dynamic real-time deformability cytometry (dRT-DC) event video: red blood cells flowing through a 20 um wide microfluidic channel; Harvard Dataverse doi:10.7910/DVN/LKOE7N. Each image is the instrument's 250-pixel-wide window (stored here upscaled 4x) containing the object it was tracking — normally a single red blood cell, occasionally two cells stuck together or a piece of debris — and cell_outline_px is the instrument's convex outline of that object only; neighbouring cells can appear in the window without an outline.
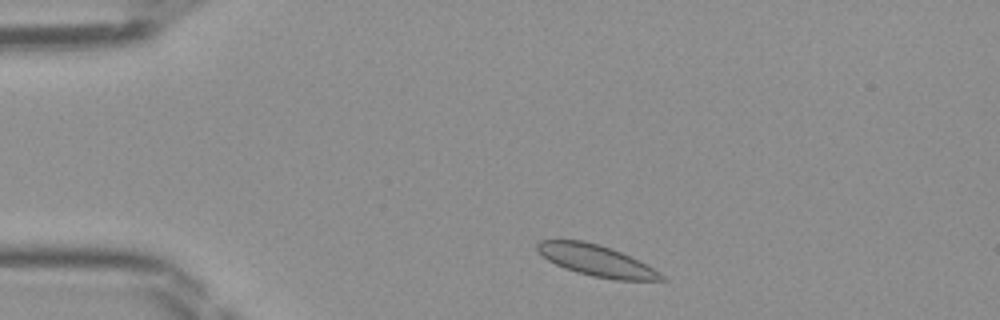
{"species": "Egyptian fruit bat (a non-hibernating species)", "species_latin": "Rousettus aegyptiacus", "temperature_condition": "room temperature", "stored_images_in_passage": 41, "camera_frame_rate_fps": 3000, "um_per_image_px": 0.085, "frame": {"image": 1, "passage_image": 3, "time_ms": 0.667, "image_size_px": [1000, 320], "cell_outline_px": [[668, 280], [616, 280], [592, 276], [576, 272], [564, 268], [548, 260], [536, 248], [536, 244], [540, 240], [584, 240], [600, 244], [612, 248], [660, 272]], "centroid_in_image_um": [50.67, 22.14], "position_along_channel_um": 34.3, "area_um2": 22.31}}
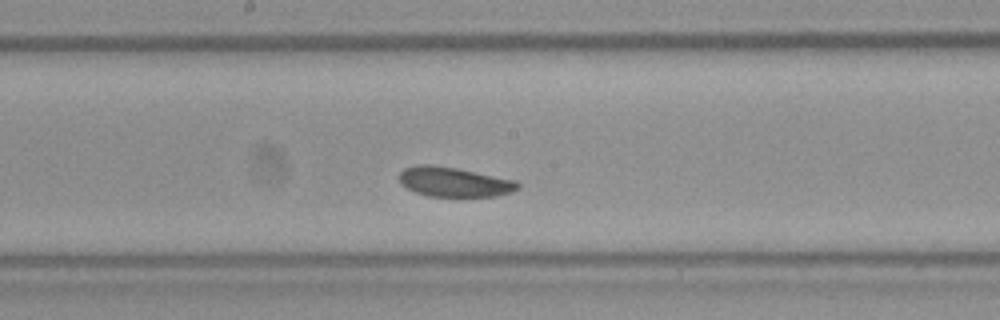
{"frame": {"image": 2, "passage_image": 19, "time_ms": 6.0, "image_size_px": [1000, 320], "cell_outline_px": [[520, 188], [512, 192], [496, 196], [428, 196], [416, 192], [400, 184], [400, 172], [404, 168], [416, 164], [432, 164], [456, 168], [516, 180], [520, 184]], "centroid_in_image_um": [38.6, 15.45], "position_along_channel_um": 209.6, "area_um2": 20.52}}
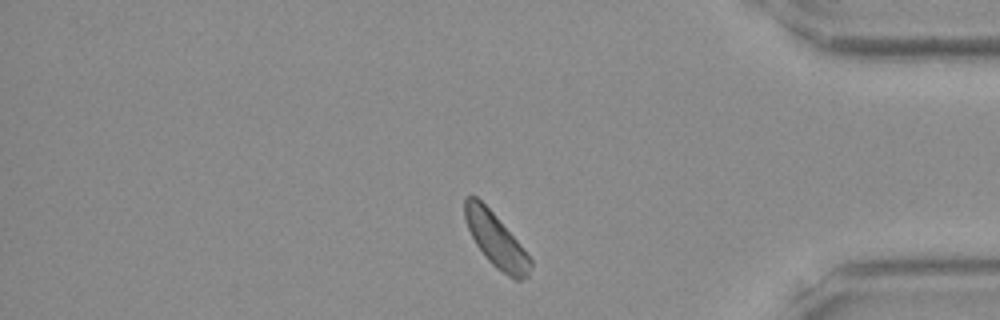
{"frame": {"image": 3, "passage_image": 34, "time_ms": 11.0, "image_size_px": [1000, 320], "cell_outline_px": [[532, 264], [528, 276], [520, 280], [516, 280], [508, 276], [496, 268], [484, 256], [476, 244], [468, 228], [464, 216], [464, 200], [468, 196], [476, 196], [492, 212], [516, 240], [532, 260]], "centroid_in_image_um": [42.14, 20.43], "position_along_channel_um": 393.1, "area_um2": 20.11}}